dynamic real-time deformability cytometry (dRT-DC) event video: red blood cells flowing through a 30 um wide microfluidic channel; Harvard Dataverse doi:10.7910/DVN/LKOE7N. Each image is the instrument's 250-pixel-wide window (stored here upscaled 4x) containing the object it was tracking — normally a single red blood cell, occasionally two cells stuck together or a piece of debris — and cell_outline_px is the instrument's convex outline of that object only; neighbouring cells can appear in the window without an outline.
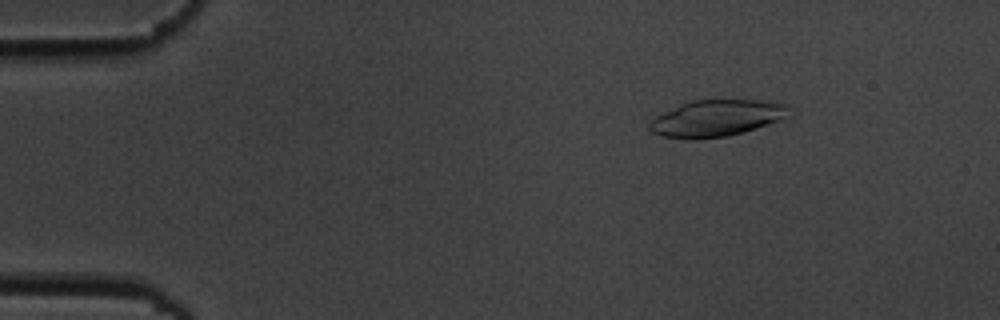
{"species": "common noctule bat (a hibernating species)", "species_latin": "Nyctalus noctula", "temperature_condition": "cold", "stored_images_in_passage": 5, "camera_frame_rate_fps": 3000, "um_per_image_px": 0.085, "animal": {"sex": "male", "body_mass_g": 19.5, "forearm_length_mm": 54.6}, "frame": {"image": 1, "passage_image": 3, "time_ms": 2.333, "image_size_px": [1000, 320], "cell_outline_px": [[792, 108], [784, 120], [728, 136], [664, 136], [652, 132], [648, 128], [648, 124], [656, 116], [680, 104], [692, 100], [760, 100], [788, 104]], "centroid_in_image_um": [61.0, 9.99], "position_along_channel_um": 24.0, "area_um2": 28.96}}